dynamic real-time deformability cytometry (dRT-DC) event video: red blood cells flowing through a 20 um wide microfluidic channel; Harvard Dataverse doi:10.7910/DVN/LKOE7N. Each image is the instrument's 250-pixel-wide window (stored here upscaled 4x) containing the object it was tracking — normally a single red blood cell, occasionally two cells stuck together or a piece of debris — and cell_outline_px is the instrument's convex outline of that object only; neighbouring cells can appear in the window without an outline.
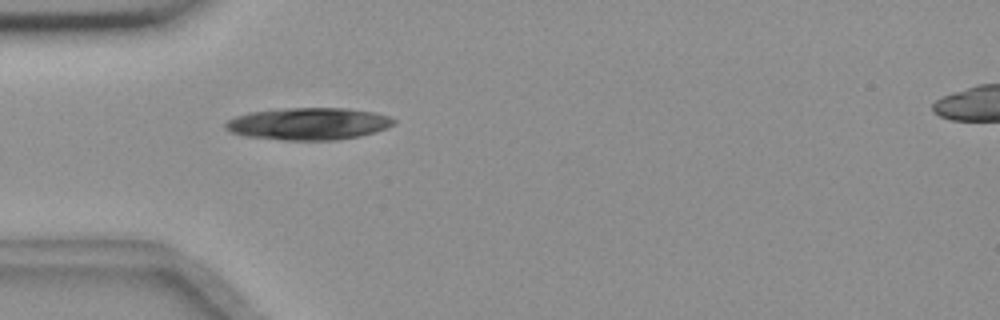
{"species": "common noctule bat (a hibernating species)", "species_latin": "Nyctalus noctula", "temperature_condition": "room temperature", "stored_images_in_passage": 8, "camera_frame_rate_fps": 3000, "um_per_image_px": 0.085, "animal": {"sex": "female", "body_mass_g": 18.4}, "frame": {"image": 1, "passage_image": 1, "time_ms": 0.0, "image_size_px": [1000, 320], "cell_outline_px": [[396, 124], [376, 132], [360, 136], [336, 140], [284, 140], [244, 136], [232, 132], [224, 128], [224, 124], [228, 120], [236, 116], [248, 112], [280, 108], [344, 108], [376, 112], [388, 116], [396, 120]], "centroid_in_image_um": [26.23, 10.52], "position_along_channel_um": 58.8, "area_um2": 31.79}}